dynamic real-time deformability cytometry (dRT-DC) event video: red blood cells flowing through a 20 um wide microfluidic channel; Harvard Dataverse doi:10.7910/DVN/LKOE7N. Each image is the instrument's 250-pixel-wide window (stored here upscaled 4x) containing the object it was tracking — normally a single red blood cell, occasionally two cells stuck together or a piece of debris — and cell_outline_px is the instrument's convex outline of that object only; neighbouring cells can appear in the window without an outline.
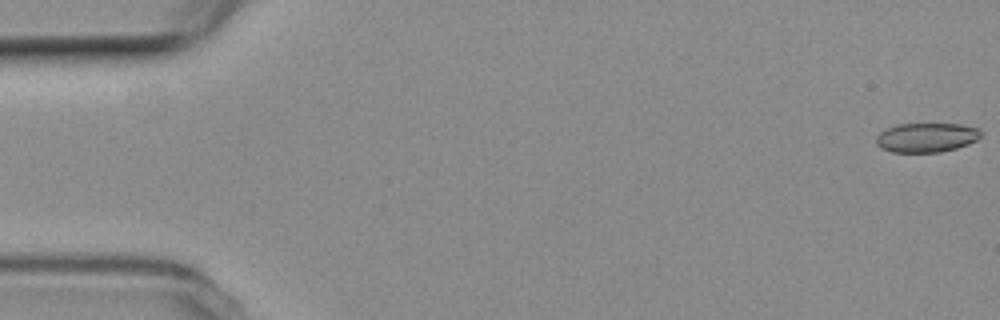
{"species": "common noctule bat (a hibernating species)", "species_latin": "Nyctalus noctula", "temperature_condition": "room temperature", "stored_images_in_passage": 32, "camera_frame_rate_fps": 3000, "um_per_image_px": 0.085, "animal": {"sex": "female", "body_mass_g": 19.3, "forearm_length_mm": 54.1}, "frame": {"image": 1, "passage_image": 1, "time_ms": 0.0, "image_size_px": [1000, 320], "cell_outline_px": [[980, 136], [976, 140], [968, 144], [956, 148], [940, 152], [892, 152], [876, 144], [876, 136], [880, 132], [896, 124], [960, 124], [976, 128], [980, 132]], "centroid_in_image_um": [78.73, 11.69], "position_along_channel_um": 6.3, "area_um2": 17.69}}